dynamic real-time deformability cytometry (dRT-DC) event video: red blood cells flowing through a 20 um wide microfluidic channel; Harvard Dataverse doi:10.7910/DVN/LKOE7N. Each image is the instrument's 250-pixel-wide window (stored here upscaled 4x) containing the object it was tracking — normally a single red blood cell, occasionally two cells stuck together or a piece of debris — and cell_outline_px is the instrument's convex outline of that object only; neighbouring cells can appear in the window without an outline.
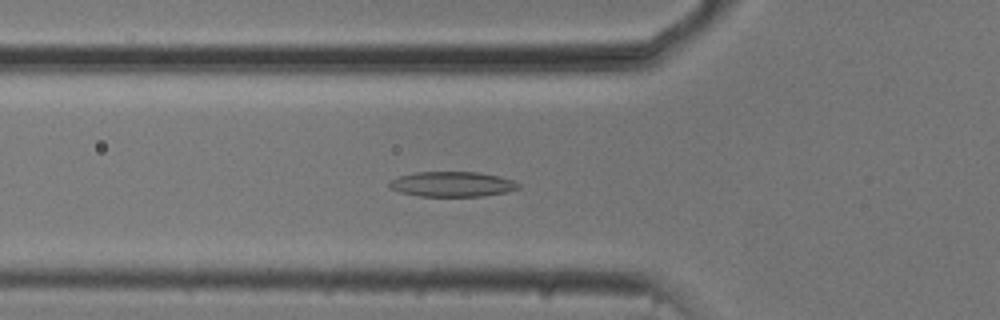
{"species": "common noctule bat (a hibernating species)", "species_latin": "Nyctalus noctula", "temperature_condition": "cold", "stored_images_in_passage": 11, "camera_frame_rate_fps": 3000, "um_per_image_px": 0.085, "animal": {"sex": "male", "body_mass_g": 20.5, "forearm_length_mm": 52.5}, "frame": {"image": 1, "passage_image": 10, "time_ms": 3.0, "image_size_px": [1000, 320], "cell_outline_px": [[520, 188], [508, 192], [484, 196], [420, 196], [400, 192], [392, 188], [388, 184], [388, 180], [412, 172], [480, 172], [500, 176], [512, 180], [520, 184]], "centroid_in_image_um": [38.46, 15.65], "position_along_channel_um": 87.3, "area_um2": 19.02}}